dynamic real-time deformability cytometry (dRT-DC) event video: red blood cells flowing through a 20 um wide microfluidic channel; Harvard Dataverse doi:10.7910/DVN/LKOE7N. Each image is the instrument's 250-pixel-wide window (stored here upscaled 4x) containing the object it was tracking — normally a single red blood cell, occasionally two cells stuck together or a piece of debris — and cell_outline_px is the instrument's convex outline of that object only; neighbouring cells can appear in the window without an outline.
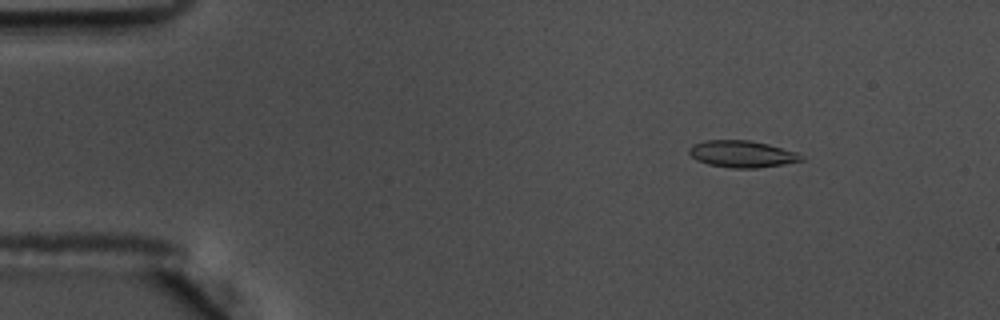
{"species": "common noctule bat (a hibernating species)", "species_latin": "Nyctalus noctula", "temperature_condition": "warm", "stored_images_in_passage": 57, "camera_frame_rate_fps": 3000, "um_per_image_px": 0.085, "animal": {"sex": "male", "body_mass_g": 17.5, "forearm_length_mm": 52.3}, "frame": {"image": 1, "passage_image": 8, "time_ms": 2.333, "image_size_px": [1000, 320], "cell_outline_px": [[804, 160], [756, 168], [732, 168], [708, 164], [696, 160], [688, 152], [688, 148], [692, 144], [704, 140], [748, 140], [768, 144], [796, 152]], "centroid_in_image_um": [62.99, 13.08], "position_along_channel_um": 22.0, "area_um2": 17.34}}
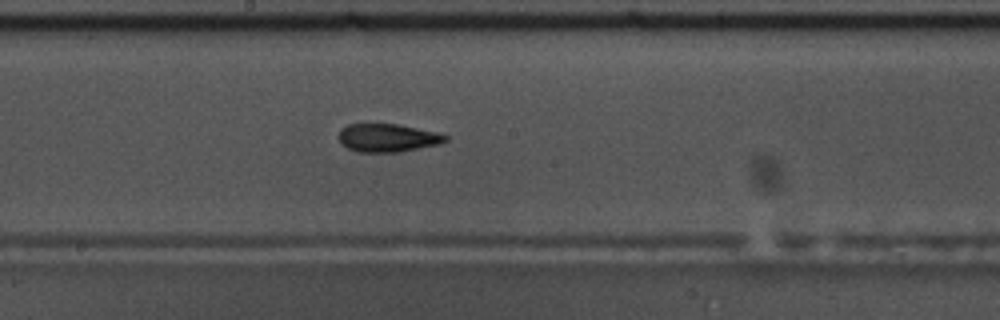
{"frame": {"image": 2, "passage_image": 31, "time_ms": 10.0, "image_size_px": [1000, 320], "cell_outline_px": [[448, 140], [440, 144], [400, 152], [360, 152], [348, 148], [340, 140], [340, 132], [348, 124], [396, 124], [440, 132], [448, 136]], "centroid_in_image_um": [33.03, 11.72], "position_along_channel_um": 215.2, "area_um2": 17.4}}
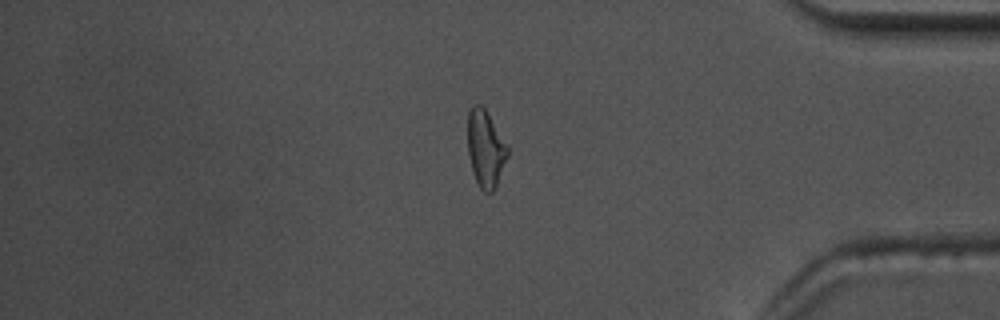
{"frame": {"image": 3, "passage_image": 48, "time_ms": 15.667, "image_size_px": [1000, 320], "cell_outline_px": [[508, 156], [496, 184], [492, 192], [484, 192], [480, 188], [472, 172], [468, 152], [468, 112], [472, 104], [480, 104], [484, 108], [508, 148]], "centroid_in_image_um": [41.24, 12.63], "position_along_channel_um": 394.0, "area_um2": 17.46}, "authors_computed_cell_mechanics": {"area_um2": 17.3978, "velocity_mm_per_s": 3.6228, "shape_relaxation_time_tau1_ms": 7.0904, "shape_relaxation_time_tau2_ms": 2.7308, "deformation_change_tau1": 0.179, "deformation_change_tau2": 0.0913}}